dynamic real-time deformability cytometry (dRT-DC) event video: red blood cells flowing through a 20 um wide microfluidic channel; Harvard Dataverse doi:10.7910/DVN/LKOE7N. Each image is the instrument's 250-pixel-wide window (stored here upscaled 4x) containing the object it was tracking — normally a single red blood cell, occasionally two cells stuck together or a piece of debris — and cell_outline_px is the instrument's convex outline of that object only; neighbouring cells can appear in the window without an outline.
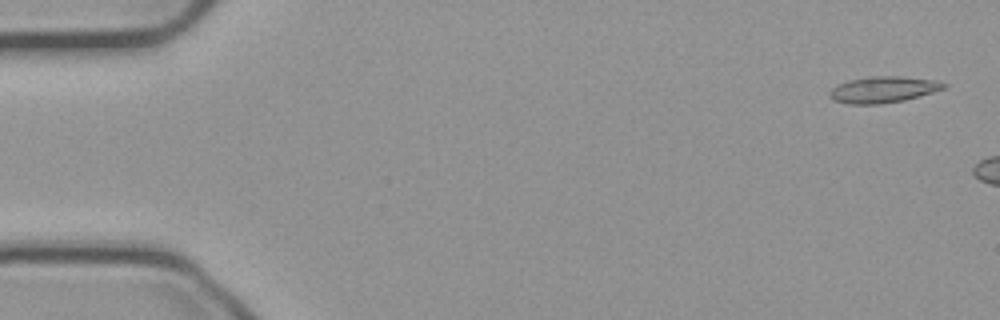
{"species": "common noctule bat (a hibernating species)", "species_latin": "Nyctalus noctula", "temperature_condition": "cold", "stored_images_in_passage": 9, "camera_frame_rate_fps": 3000, "um_per_image_px": 0.085, "animal": {"sex": "male", "body_mass_g": 23.1, "forearm_length_mm": 52.7}, "frame": {"image": 1, "passage_image": 2, "time_ms": 0.333, "image_size_px": [1000, 320], "cell_outline_px": [[948, 84], [944, 88], [932, 92], [904, 100], [880, 104], [848, 104], [832, 100], [828, 96], [828, 92], [832, 88], [848, 80], [868, 76], [904, 76], [936, 80]], "centroid_in_image_um": [75.04, 7.61], "position_along_channel_um": 10.0, "area_um2": 17.57}}